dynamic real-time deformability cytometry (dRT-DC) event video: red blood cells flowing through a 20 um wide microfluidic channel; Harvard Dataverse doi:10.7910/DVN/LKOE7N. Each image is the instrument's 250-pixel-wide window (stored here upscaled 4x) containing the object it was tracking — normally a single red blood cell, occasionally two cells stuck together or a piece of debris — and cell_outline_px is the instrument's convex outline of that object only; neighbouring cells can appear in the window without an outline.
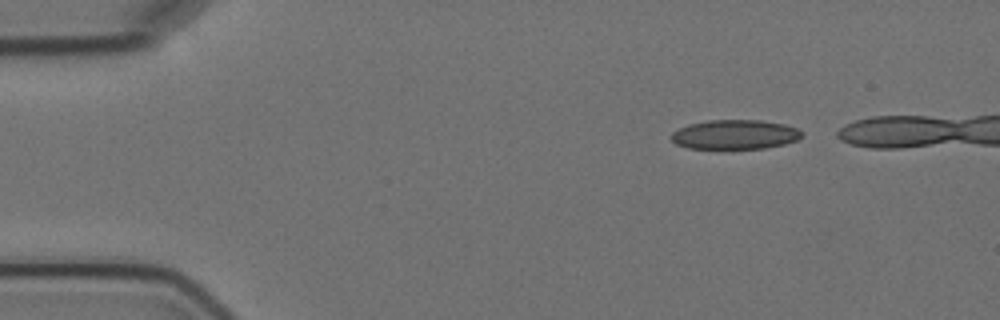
{"species": "Egyptian fruit bat (a non-hibernating species)", "species_latin": "Rousettus aegyptiacus", "temperature_condition": "cold", "stored_images_in_passage": 10, "segment_of_instrument_passage": [1, 2], "camera_frame_rate_fps": 3000, "um_per_image_px": 0.085, "animal": {"sex": "female"}, "frame": {"image": 1, "passage_image": 1, "time_ms": 0.0, "image_size_px": [1000, 320], "cell_outline_px": [[800, 136], [796, 140], [784, 144], [764, 148], [688, 148], [676, 144], [668, 136], [672, 132], [688, 124], [708, 120], [760, 120], [784, 124], [796, 128], [800, 132]], "centroid_in_image_um": [62.4, 11.43], "position_along_channel_um": 22.6, "area_um2": 22.2}}
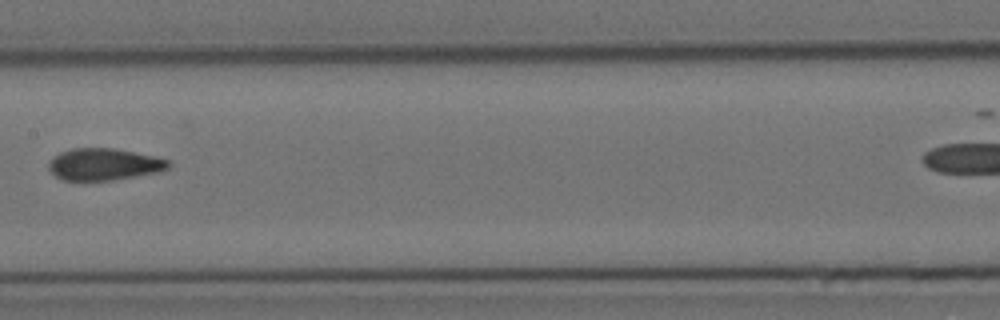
{"frame": {"image": 2, "passage_image": 7, "time_ms": 7.0, "image_size_px": [1000, 320], "cell_outline_px": [[172, 164], [168, 168], [160, 172], [112, 180], [60, 180], [48, 168], [48, 164], [60, 152], [72, 148], [112, 148], [156, 156], [168, 160]], "centroid_in_image_um": [8.87, 13.97], "position_along_channel_um": 198.5, "area_um2": 22.2}}
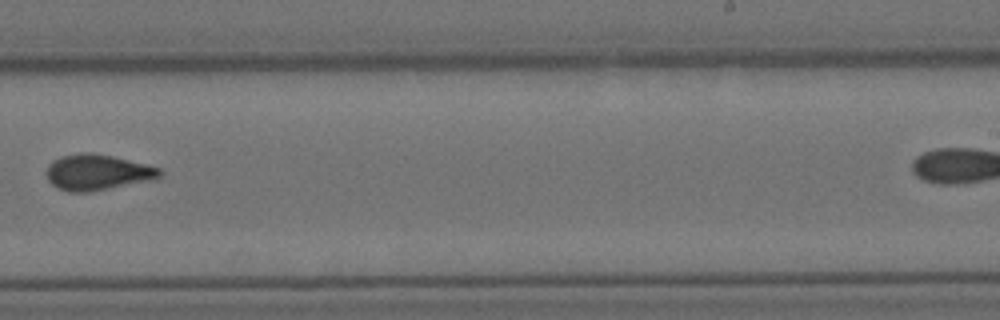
{"frame": {"image": 3, "passage_image": 9, "time_ms": 9.333, "image_size_px": [1000, 320], "cell_outline_px": [[160, 176], [152, 180], [88, 192], [68, 192], [56, 188], [48, 180], [44, 172], [48, 164], [52, 160], [64, 156], [80, 152], [88, 152], [112, 156], [160, 168]], "centroid_in_image_um": [8.2, 14.65], "position_along_channel_um": 280.8, "area_um2": 23.52}}